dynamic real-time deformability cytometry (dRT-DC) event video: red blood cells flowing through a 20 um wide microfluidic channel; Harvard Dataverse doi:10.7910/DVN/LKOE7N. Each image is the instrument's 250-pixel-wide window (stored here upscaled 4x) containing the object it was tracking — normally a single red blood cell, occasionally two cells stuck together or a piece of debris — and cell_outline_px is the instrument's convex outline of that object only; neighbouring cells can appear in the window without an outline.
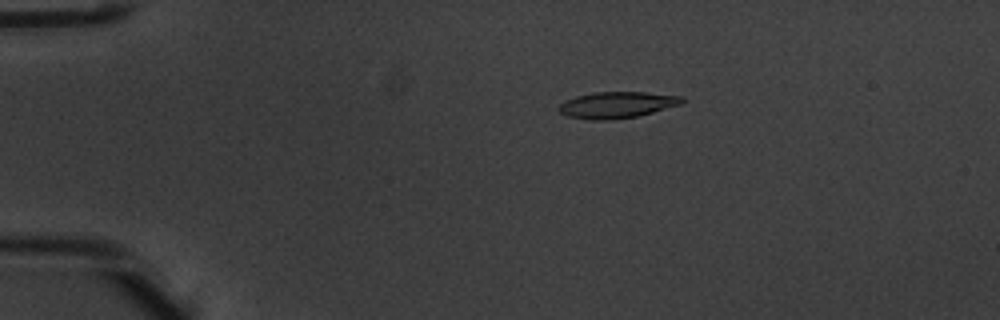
{"species": "common noctule bat (a hibernating species)", "species_latin": "Nyctalus noctula", "temperature_condition": "warm", "stored_images_in_passage": 53, "camera_frame_rate_fps": 3000, "um_per_image_px": 0.085, "animal": {"sex": "male", "body_mass_g": 20.1, "forearm_length_mm": 53.5}, "frame": {"image": 1, "passage_image": 11, "time_ms": 3.333, "image_size_px": [1000, 320], "cell_outline_px": [[684, 100], [680, 104], [652, 112], [636, 116], [608, 120], [592, 120], [568, 116], [560, 112], [556, 108], [564, 100], [576, 96], [596, 92], [644, 92], [684, 96]], "centroid_in_image_um": [52.41, 8.91], "position_along_channel_um": 32.6, "area_um2": 18.79}}
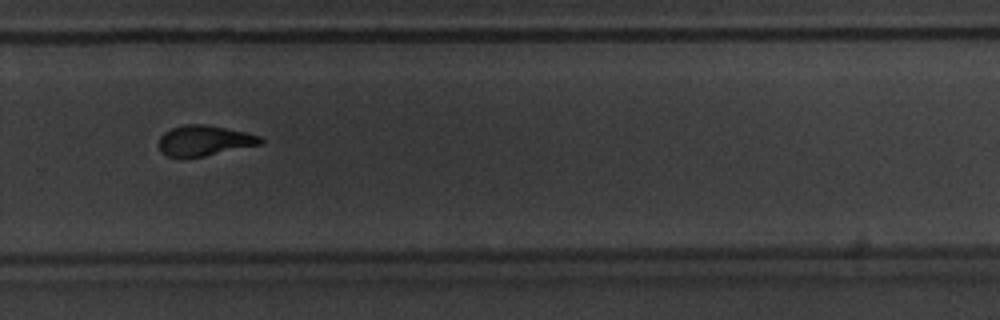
{"frame": {"image": 2, "passage_image": 37, "time_ms": 12.0, "image_size_px": [1000, 320], "cell_outline_px": [[264, 140], [260, 144], [204, 156], [180, 160], [168, 156], [160, 148], [160, 136], [164, 132], [172, 128], [184, 124], [208, 124], [244, 132], [260, 136]], "centroid_in_image_um": [17.33, 11.96], "position_along_channel_um": 312.5, "area_um2": 18.09}}
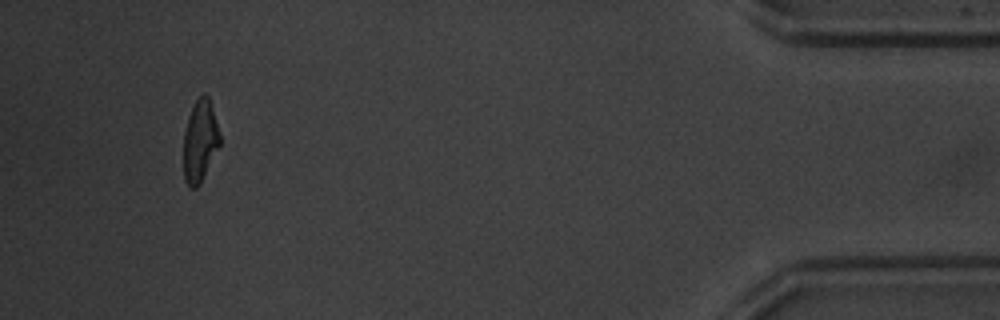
{"frame": {"image": 3, "passage_image": 50, "time_ms": 16.333, "image_size_px": [1000, 320], "cell_outline_px": [[220, 144], [200, 184], [196, 188], [188, 188], [184, 180], [184, 132], [188, 116], [196, 100], [204, 92], [208, 96], [220, 136]], "centroid_in_image_um": [16.98, 12.02], "position_along_channel_um": 418.2, "area_um2": 17.11}, "authors_computed_cell_mechanics": {"area_um2": 18.5538, "velocity_mm_per_s": 3.8975, "shape_relaxation_time_tau1_ms": 4.325, "shape_relaxation_time_tau2_ms": 2.0392, "deformation_change_tau1": 0.2133, "deformation_change_tau2": 0.1002}}